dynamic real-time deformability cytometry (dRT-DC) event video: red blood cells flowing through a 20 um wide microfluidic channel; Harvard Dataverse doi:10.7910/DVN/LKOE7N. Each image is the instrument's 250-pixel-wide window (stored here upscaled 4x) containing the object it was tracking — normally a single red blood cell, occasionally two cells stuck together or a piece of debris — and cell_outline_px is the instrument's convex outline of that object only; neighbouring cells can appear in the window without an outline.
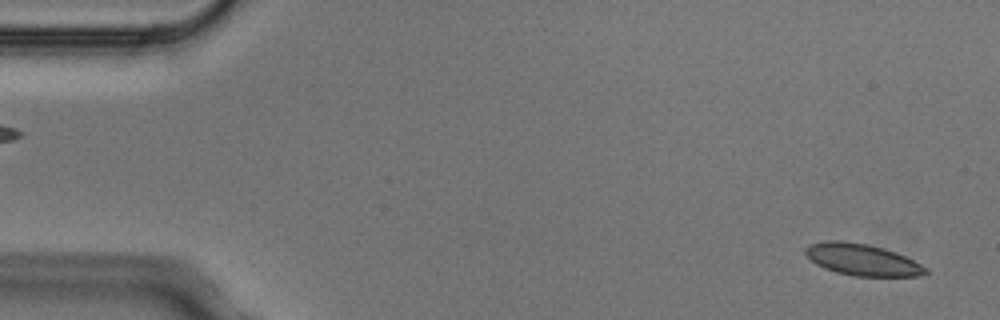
{"species": "Egyptian fruit bat (a non-hibernating species)", "species_latin": "Rousettus aegyptiacus", "temperature_condition": "cold", "stored_images_in_passage": 2, "segment_of_instrument_passage": [2, 2], "camera_frame_rate_fps": 3000, "um_per_image_px": 0.085, "animal": {"sex": "male"}, "frame": {"image": 1, "passage_image": 2, "time_ms": 0.333, "image_size_px": [1000, 320], "cell_outline_px": [[928, 272], [924, 276], [852, 276], [836, 272], [824, 268], [816, 264], [804, 252], [804, 248], [812, 244], [828, 240], [840, 240], [868, 244], [884, 248], [896, 252], [928, 268]], "centroid_in_image_um": [73.3, 22.08], "position_along_channel_um": 11.7, "area_um2": 22.14}}